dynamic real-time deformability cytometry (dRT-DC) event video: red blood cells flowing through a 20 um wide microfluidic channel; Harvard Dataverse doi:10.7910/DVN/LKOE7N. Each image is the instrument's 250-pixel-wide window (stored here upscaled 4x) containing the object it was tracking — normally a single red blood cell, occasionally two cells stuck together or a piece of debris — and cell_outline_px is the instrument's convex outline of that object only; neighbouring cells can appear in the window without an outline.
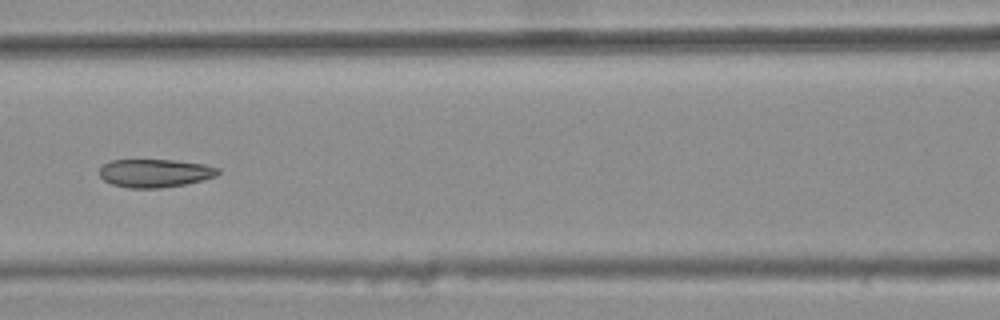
{"species": "common noctule bat (a hibernating species)", "species_latin": "Nyctalus noctula", "temperature_condition": "warm", "stored_images_in_passage": 4, "camera_frame_rate_fps": 3000, "um_per_image_px": 0.085, "animal": {"sex": "female", "body_mass_g": 25.1}, "frame": {"image": 1, "passage_image": 4, "time_ms": 1.0, "image_size_px": [1000, 320], "cell_outline_px": [[220, 172], [216, 176], [184, 184], [160, 188], [128, 188], [112, 184], [104, 180], [100, 176], [100, 168], [104, 164], [112, 160], [176, 160], [204, 164], [220, 168]], "centroid_in_image_um": [13.17, 14.71], "position_along_channel_um": 153.4, "area_um2": 19.42}}